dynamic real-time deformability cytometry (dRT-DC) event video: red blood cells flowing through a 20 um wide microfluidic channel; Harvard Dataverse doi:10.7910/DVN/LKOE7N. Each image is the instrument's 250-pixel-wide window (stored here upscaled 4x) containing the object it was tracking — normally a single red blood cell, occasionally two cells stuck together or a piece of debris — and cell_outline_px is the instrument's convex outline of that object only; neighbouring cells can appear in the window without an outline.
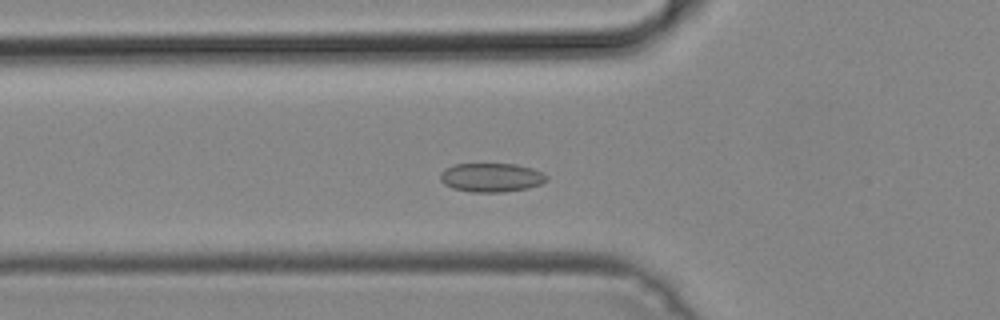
{"species": "common noctule bat (a hibernating species)", "species_latin": "Nyctalus noctula", "temperature_condition": "cold", "stored_images_in_passage": 44, "camera_frame_rate_fps": 3000, "um_per_image_px": 0.085, "animal": {"sex": "male", "body_mass_g": 19.2, "forearm_length_mm": 51.8}, "frame": {"image": 1, "passage_image": 11, "time_ms": 3.333, "image_size_px": [1000, 320], "cell_outline_px": [[548, 180], [540, 184], [528, 188], [500, 192], [472, 192], [452, 188], [444, 184], [440, 180], [440, 172], [444, 168], [452, 164], [516, 164], [532, 168], [548, 176]], "centroid_in_image_um": [41.73, 15.08], "position_along_channel_um": 84.1, "area_um2": 17.98}}
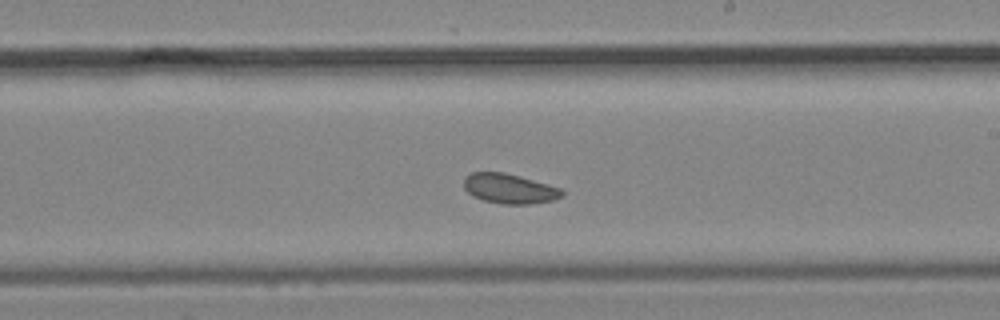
{"frame": {"image": 2, "passage_image": 23, "time_ms": 7.333, "image_size_px": [1000, 320], "cell_outline_px": [[564, 196], [552, 200], [528, 204], [504, 204], [484, 200], [472, 196], [464, 188], [464, 176], [472, 172], [504, 172], [520, 176], [548, 184], [560, 188], [564, 192]], "centroid_in_image_um": [43.29, 16.02], "position_along_channel_um": 245.7, "area_um2": 17.05}}
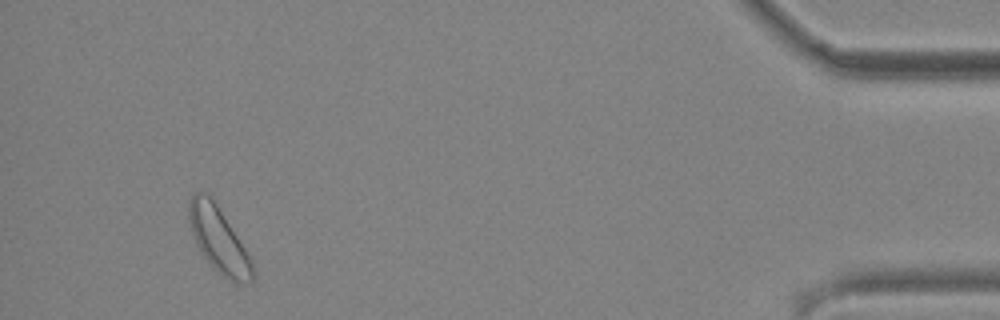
{"frame": {"image": 3, "passage_image": 41, "time_ms": 13.333, "image_size_px": [1000, 320], "cell_outline_px": [[256, 272], [252, 280], [240, 284], [228, 280], [220, 276], [216, 272], [204, 256], [196, 244], [192, 232], [188, 216], [188, 200], [192, 192], [208, 192], [216, 204], [244, 248]], "centroid_in_image_um": [18.55, 20.38], "position_along_channel_um": 416.7, "area_um2": 23.99}}